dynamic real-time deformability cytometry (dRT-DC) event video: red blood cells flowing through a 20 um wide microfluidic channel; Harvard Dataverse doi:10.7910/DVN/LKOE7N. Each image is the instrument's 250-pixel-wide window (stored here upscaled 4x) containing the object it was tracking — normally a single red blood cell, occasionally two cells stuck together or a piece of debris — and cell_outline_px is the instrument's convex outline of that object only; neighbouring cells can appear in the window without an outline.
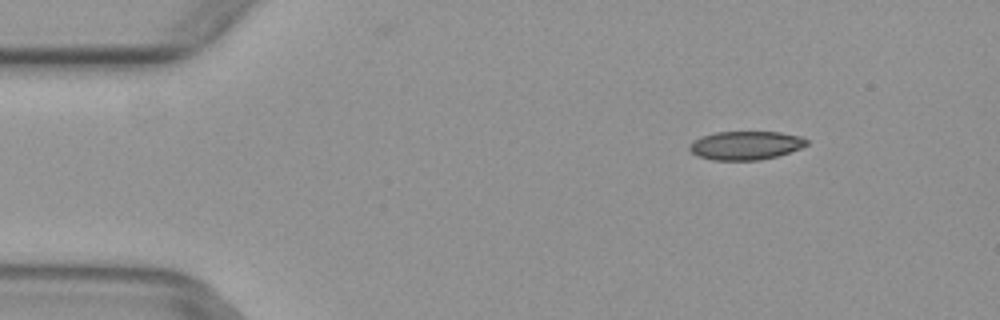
{"species": "common noctule bat (a hibernating species)", "species_latin": "Nyctalus noctula", "temperature_condition": "warm", "stored_images_in_passage": 4, "camera_frame_rate_fps": 3000, "um_per_image_px": 0.085, "animal": {"sex": "female", "body_mass_g": 29.2, "forearm_length_mm": 56.3}, "frame": {"image": 1, "passage_image": 2, "time_ms": 0.333, "image_size_px": [1000, 320], "cell_outline_px": [[808, 144], [800, 148], [776, 156], [760, 160], [712, 160], [696, 156], [688, 148], [688, 144], [692, 140], [700, 136], [716, 132], [780, 132], [800, 136], [808, 140]], "centroid_in_image_um": [63.32, 12.36], "position_along_channel_um": 21.7, "area_um2": 19.65}}